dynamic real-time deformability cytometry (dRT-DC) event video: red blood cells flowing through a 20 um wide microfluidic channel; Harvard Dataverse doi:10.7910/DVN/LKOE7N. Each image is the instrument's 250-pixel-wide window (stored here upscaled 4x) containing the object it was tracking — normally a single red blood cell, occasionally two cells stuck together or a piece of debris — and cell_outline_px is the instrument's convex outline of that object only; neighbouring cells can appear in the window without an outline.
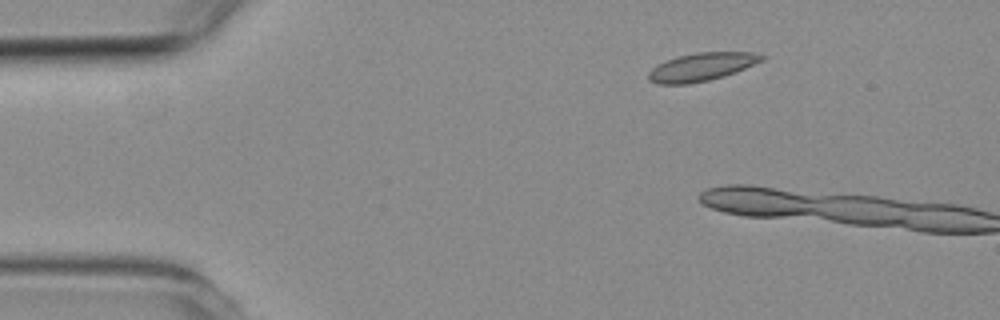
{"species": "common noctule bat (a hibernating species)", "species_latin": "Nyctalus noctula", "temperature_condition": "room temperature", "stored_images_in_passage": 4, "camera_frame_rate_fps": 3000, "um_per_image_px": 0.085, "animal": {"sex": "female", "body_mass_g": 19.3, "forearm_length_mm": 54.1}, "frame": {"image": 1, "passage_image": 3, "time_ms": 2.333, "image_size_px": [1000, 320], "cell_outline_px": [[764, 60], [724, 76], [708, 80], [688, 84], [656, 84], [648, 80], [648, 72], [652, 68], [668, 60], [680, 56], [700, 52], [752, 52], [764, 56]], "centroid_in_image_um": [59.62, 5.7], "position_along_channel_um": 25.4, "area_um2": 18.21}}